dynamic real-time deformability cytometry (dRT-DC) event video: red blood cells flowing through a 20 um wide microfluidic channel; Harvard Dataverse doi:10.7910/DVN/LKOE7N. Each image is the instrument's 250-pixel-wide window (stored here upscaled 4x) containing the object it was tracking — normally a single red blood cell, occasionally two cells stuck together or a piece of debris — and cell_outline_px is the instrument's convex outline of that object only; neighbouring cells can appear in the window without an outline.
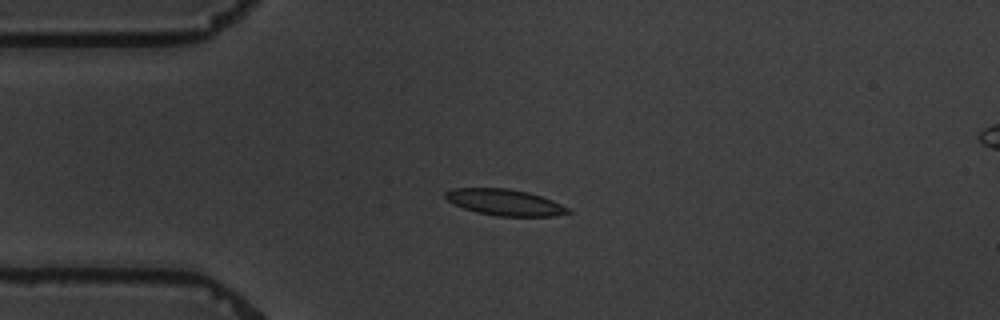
{"species": "common noctule bat (a hibernating species)", "species_latin": "Nyctalus noctula", "temperature_condition": "warm", "stored_images_in_passage": 5, "camera_frame_rate_fps": 3000, "um_per_image_px": 0.085, "animal": {"sex": "male", "body_mass_g": 19.5, "forearm_length_mm": 54.6}, "frame": {"image": 1, "passage_image": 4, "time_ms": 4.333, "image_size_px": [1000, 320], "cell_outline_px": [[572, 212], [552, 216], [496, 216], [476, 212], [452, 204], [444, 196], [444, 192], [452, 188], [508, 188], [528, 192], [552, 200], [568, 208]], "centroid_in_image_um": [42.86, 17.19], "position_along_channel_um": 42.1, "area_um2": 18.73}}